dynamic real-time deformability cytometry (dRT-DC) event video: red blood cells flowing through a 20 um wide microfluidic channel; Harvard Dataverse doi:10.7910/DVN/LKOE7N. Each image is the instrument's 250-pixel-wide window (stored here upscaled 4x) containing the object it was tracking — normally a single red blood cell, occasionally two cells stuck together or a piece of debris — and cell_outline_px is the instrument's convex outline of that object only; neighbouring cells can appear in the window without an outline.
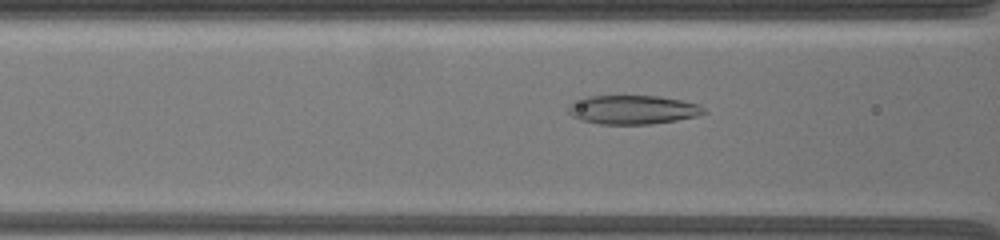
{"species": "common noctule bat (a hibernating species)", "species_latin": "Nyctalus noctula", "temperature_condition": "warm", "stored_images_in_passage": 19, "camera_frame_rate_fps": 3000, "um_per_image_px": 0.085, "animal": {"sex": "female", "body_mass_g": 19.5, "forearm_length_mm": 54.1}, "frame": {"image": 1, "passage_image": 7, "time_ms": 2.333, "image_size_px": [1000, 240], "cell_outline_px": [[708, 112], [696, 116], [676, 120], [652, 124], [600, 124], [580, 120], [572, 116], [568, 112], [568, 104], [572, 100], [584, 96], [660, 96], [700, 104]], "centroid_in_image_um": [53.74, 9.32], "position_along_channel_um": 112.9, "area_um2": 23.12}}
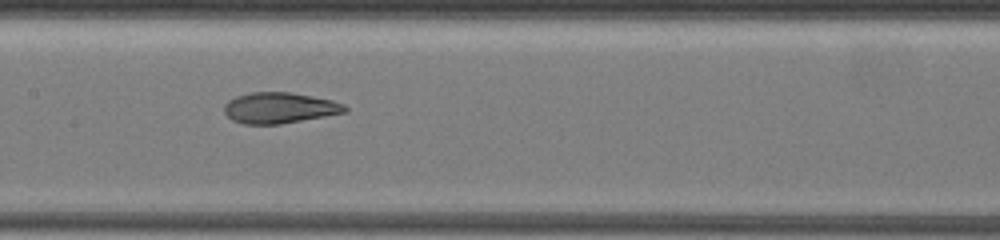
{"frame": {"image": 2, "passage_image": 13, "time_ms": 4.333, "image_size_px": [1000, 240], "cell_outline_px": [[348, 112], [280, 124], [244, 124], [232, 120], [224, 112], [224, 104], [228, 100], [236, 96], [252, 92], [288, 92], [312, 96], [332, 100], [344, 104], [348, 108]], "centroid_in_image_um": [23.76, 9.17], "position_along_channel_um": 183.6, "area_um2": 21.73}}
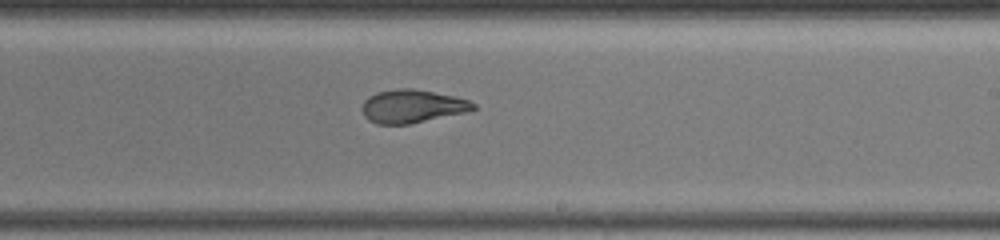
{"frame": {"image": 3, "passage_image": 19, "time_ms": 6.333, "image_size_px": [1000, 240], "cell_outline_px": [[476, 108], [464, 112], [408, 124], [376, 124], [368, 120], [364, 116], [360, 108], [364, 100], [368, 96], [376, 92], [400, 88], [412, 88], [456, 96], [468, 100], [476, 104]], "centroid_in_image_um": [34.98, 9.02], "position_along_channel_um": 254.0, "area_um2": 21.5}}